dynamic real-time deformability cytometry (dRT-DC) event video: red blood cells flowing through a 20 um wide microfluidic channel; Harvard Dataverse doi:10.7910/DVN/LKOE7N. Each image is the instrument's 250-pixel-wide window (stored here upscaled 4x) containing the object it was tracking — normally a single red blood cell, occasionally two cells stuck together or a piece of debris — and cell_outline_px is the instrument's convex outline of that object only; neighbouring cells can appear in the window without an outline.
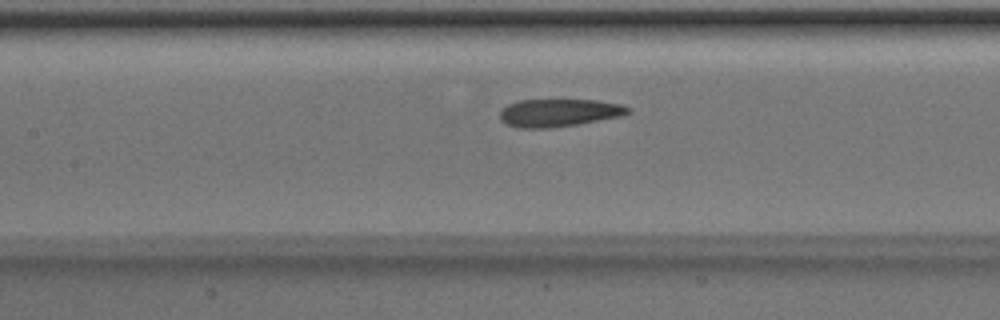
{"species": "Egyptian fruit bat (a non-hibernating species)", "species_latin": "Rousettus aegyptiacus", "temperature_condition": "room temperature", "stored_images_in_passage": 45, "segment_of_instrument_passage": [1, 2], "camera_frame_rate_fps": 3000, "um_per_image_px": 0.085, "animal": {"sex": "male"}, "frame": {"image": 1, "passage_image": 17, "time_ms": 5.333, "image_size_px": [1000, 320], "cell_outline_px": [[632, 112], [624, 116], [576, 124], [548, 128], [516, 128], [500, 120], [500, 112], [508, 104], [520, 100], [596, 100], [620, 104], [632, 108]], "centroid_in_image_um": [47.55, 9.58], "position_along_channel_um": 159.9, "area_um2": 20.75}}
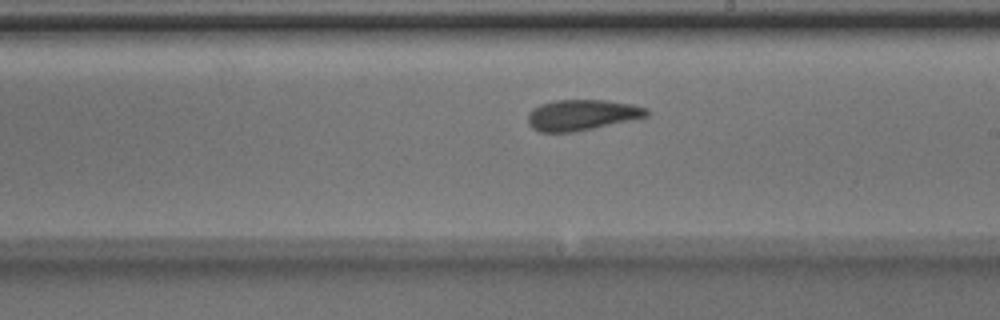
{"frame": {"image": 2, "passage_image": 23, "time_ms": 7.333, "image_size_px": [1000, 320], "cell_outline_px": [[652, 112], [648, 116], [592, 128], [572, 132], [540, 132], [532, 128], [528, 124], [528, 112], [532, 108], [540, 104], [556, 100], [608, 100], [632, 104], [648, 108]], "centroid_in_image_um": [49.45, 9.76], "position_along_channel_um": 239.5, "area_um2": 21.33}}
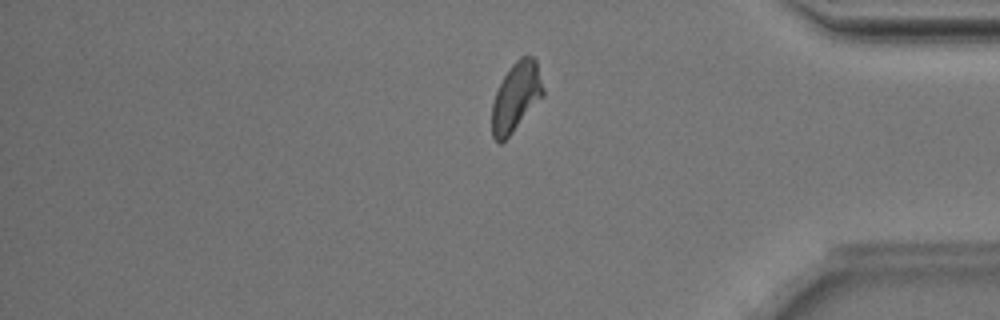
{"frame": {"image": 3, "passage_image": 36, "time_ms": 11.667, "image_size_px": [1000, 320], "cell_outline_px": [[544, 96], [512, 132], [500, 144], [492, 136], [492, 104], [496, 92], [504, 76], [512, 64], [520, 56], [532, 56], [536, 60], [544, 88]], "centroid_in_image_um": [43.87, 8.22], "position_along_channel_um": 391.3, "area_um2": 20.4}}